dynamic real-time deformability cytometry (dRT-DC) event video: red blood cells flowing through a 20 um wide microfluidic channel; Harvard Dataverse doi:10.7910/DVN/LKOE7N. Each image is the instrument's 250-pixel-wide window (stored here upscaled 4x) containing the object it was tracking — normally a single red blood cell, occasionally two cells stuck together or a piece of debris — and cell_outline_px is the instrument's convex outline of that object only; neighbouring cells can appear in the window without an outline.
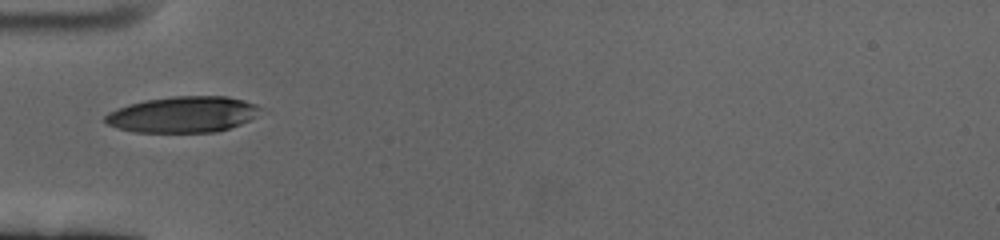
{"species": "human", "species_latin": "Homo sapiens", "temperature_condition": "cold", "stored_images_in_passage": 38, "camera_frame_rate_fps": 3000, "um_per_image_px": 0.085, "donor": {"sex": "female"}, "frame": {"image": 1, "passage_image": 1, "time_ms": 0.0, "image_size_px": [1000, 240], "cell_outline_px": [[260, 108], [256, 116], [240, 124], [216, 132], [136, 132], [120, 128], [108, 124], [104, 120], [104, 116], [108, 112], [128, 104], [148, 100], [172, 96], [228, 96], [244, 100], [256, 104]], "centroid_in_image_um": [15.55, 9.72], "position_along_channel_um": 69.5, "area_um2": 32.37}}
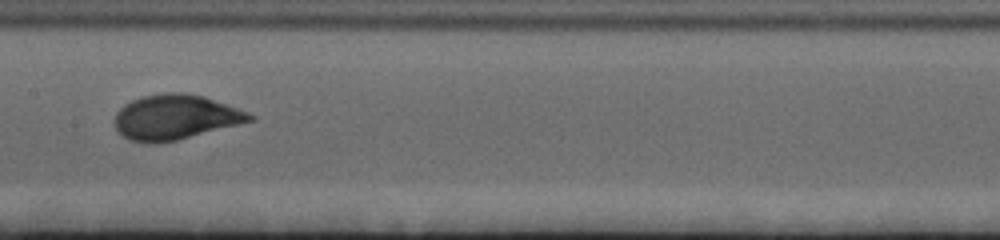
{"frame": {"image": 2, "passage_image": 12, "time_ms": 3.667, "image_size_px": [1000, 240], "cell_outline_px": [[256, 120], [160, 144], [144, 144], [128, 140], [116, 132], [112, 120], [116, 112], [124, 104], [132, 100], [144, 96], [164, 92], [184, 92], [204, 96], [248, 112], [256, 116]], "centroid_in_image_um": [14.85, 9.98], "position_along_channel_um": 192.6, "area_um2": 35.95}}
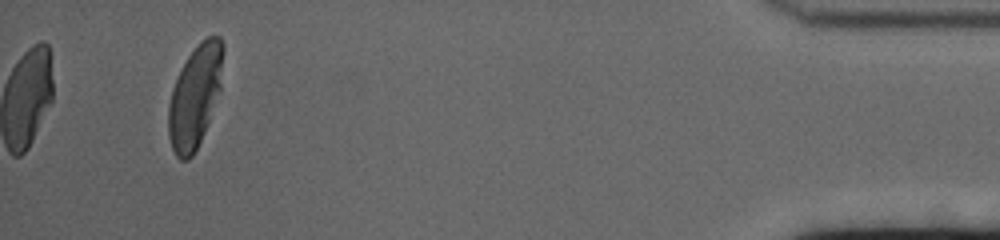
{"frame": {"image": 3, "passage_image": 38, "time_ms": 12.333, "image_size_px": [1000, 240], "cell_outline_px": [[224, 52], [220, 92], [200, 140], [192, 156], [188, 160], [180, 160], [176, 156], [172, 148], [168, 136], [168, 104], [172, 88], [188, 56], [200, 40], [208, 36], [220, 36], [224, 44]], "centroid_in_image_um": [16.58, 8.16], "position_along_channel_um": 418.6, "area_um2": 32.54}, "authors_computed_cell_mechanics": {"area_um2": 34.7956, "velocity_mm_per_s": 3.3567, "shape_relaxation_time_tau1_ms": 3.0431, "shape_relaxation_time_tau2_ms": null, "deformation_change_tau1": 0.1556, "deformation_change_tau2": null}}